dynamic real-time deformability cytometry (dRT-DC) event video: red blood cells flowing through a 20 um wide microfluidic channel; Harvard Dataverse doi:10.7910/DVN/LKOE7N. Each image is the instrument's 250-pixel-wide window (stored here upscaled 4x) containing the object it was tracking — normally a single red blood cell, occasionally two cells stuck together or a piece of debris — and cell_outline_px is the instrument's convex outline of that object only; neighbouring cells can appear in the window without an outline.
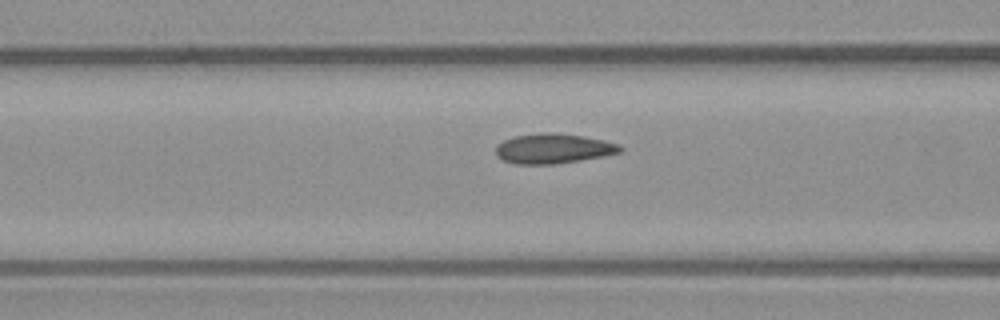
{"species": "common noctule bat (a hibernating species)", "species_latin": "Nyctalus noctula", "temperature_condition": "warm", "stored_images_in_passage": 14, "camera_frame_rate_fps": 3000, "um_per_image_px": 0.085, "animal": {"sex": "male", "body_mass_g": 23.1, "forearm_length_mm": 52.7}, "frame": {"image": 1, "passage_image": 12, "time_ms": 3.667, "image_size_px": [1000, 320], "cell_outline_px": [[624, 148], [620, 152], [604, 156], [556, 164], [516, 164], [504, 160], [496, 156], [496, 144], [504, 140], [516, 136], [540, 132], [556, 132], [584, 136], [604, 140], [620, 144]], "centroid_in_image_um": [47.04, 12.62], "position_along_channel_um": 119.6, "area_um2": 21.85}}